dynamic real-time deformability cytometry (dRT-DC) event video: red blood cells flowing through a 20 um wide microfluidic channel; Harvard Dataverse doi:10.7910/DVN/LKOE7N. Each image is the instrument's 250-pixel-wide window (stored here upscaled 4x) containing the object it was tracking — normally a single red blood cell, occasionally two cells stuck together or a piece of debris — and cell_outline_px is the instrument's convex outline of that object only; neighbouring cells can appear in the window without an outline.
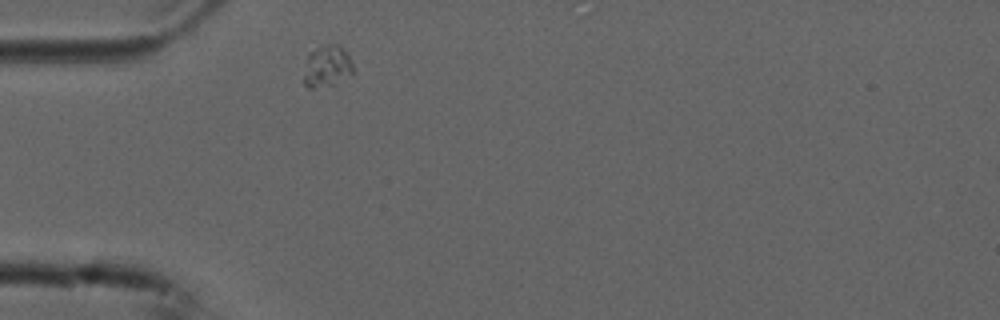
{"species": "common noctule bat (a hibernating species)", "species_latin": "Nyctalus noctula", "temperature_condition": "cold", "stored_images_in_passage": 1, "camera_frame_rate_fps": 3000, "um_per_image_px": 0.085, "animal": {"sex": "male", "forearm_length_mm": 52.5}, "frame": {"image": 1, "passage_image": 1, "time_ms": 0.0, "image_size_px": [1000, 320], "cell_outline_px": [[352, 76], [332, 84], [312, 88], [308, 88], [304, 84], [304, 76], [308, 52], [316, 48], [328, 44], [332, 44], [344, 48], [352, 60]], "centroid_in_image_um": [27.81, 5.62], "position_along_channel_um": 57.2, "area_um2": 11.91}}